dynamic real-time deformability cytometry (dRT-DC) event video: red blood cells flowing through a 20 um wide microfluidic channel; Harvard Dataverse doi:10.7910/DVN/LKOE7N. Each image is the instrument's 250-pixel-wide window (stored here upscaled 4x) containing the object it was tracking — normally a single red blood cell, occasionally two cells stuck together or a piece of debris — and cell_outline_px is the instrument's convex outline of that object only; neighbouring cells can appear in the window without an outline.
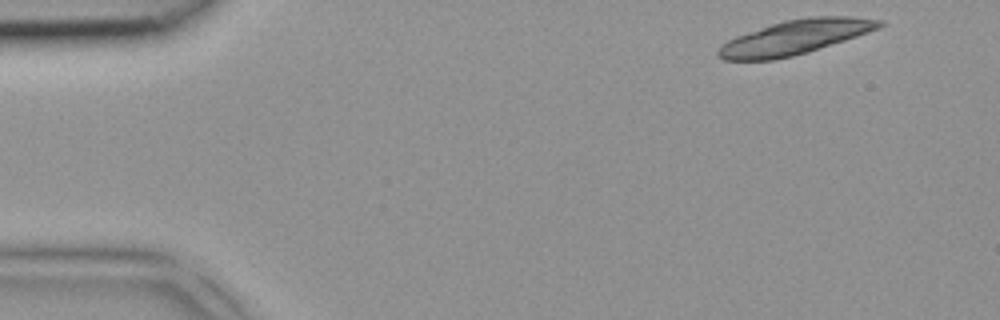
{"species": "common noctule bat (a hibernating species)", "species_latin": "Nyctalus noctula", "temperature_condition": "room temperature", "stored_images_in_passage": 4, "camera_frame_rate_fps": 3000, "um_per_image_px": 0.085, "animal": {"sex": "female", "body_mass_g": 18.4}, "frame": {"image": 1, "passage_image": 1, "time_ms": 0.0, "image_size_px": [1000, 320], "cell_outline_px": [[884, 24], [880, 28], [808, 52], [792, 56], [772, 60], [724, 60], [716, 56], [716, 52], [720, 44], [736, 36], [784, 20], [808, 16], [852, 16], [884, 20]], "centroid_in_image_um": [67.56, 3.16], "position_along_channel_um": 17.4, "area_um2": 32.25}}
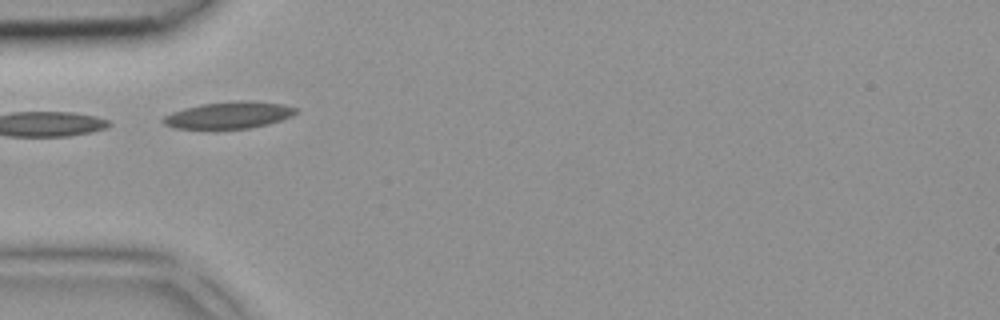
{"frame": {"image": 2, "passage_image": 4, "time_ms": 1.0, "image_size_px": [1000, 320], "cell_outline_px": [[296, 112], [292, 116], [268, 124], [248, 128], [176, 128], [164, 124], [160, 120], [164, 116], [172, 112], [184, 108], [204, 104], [236, 100], [244, 100], [284, 104], [296, 108]], "centroid_in_image_um": [19.45, 9.77], "position_along_channel_um": 65.6, "area_um2": 20.46}}